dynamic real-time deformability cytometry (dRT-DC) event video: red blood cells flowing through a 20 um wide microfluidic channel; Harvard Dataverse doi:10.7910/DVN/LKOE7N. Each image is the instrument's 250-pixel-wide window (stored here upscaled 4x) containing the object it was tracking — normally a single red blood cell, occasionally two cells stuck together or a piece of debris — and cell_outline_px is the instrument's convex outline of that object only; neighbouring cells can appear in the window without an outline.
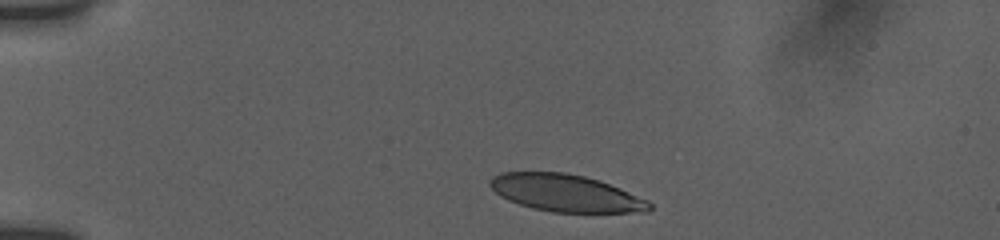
{"species": "human", "species_latin": "Homo sapiens", "temperature_condition": "room temperature", "stored_images_in_passage": 9, "camera_frame_rate_fps": 3000, "um_per_image_px": 0.085, "donor": {"sex": "female"}, "frame": {"image": 1, "passage_image": 1, "time_ms": 0.0, "image_size_px": [1000, 240], "cell_outline_px": [[652, 208], [648, 212], [552, 212], [532, 208], [508, 200], [500, 196], [488, 184], [488, 180], [492, 176], [500, 172], [564, 172], [584, 176], [600, 180], [620, 188], [648, 200], [652, 204]], "centroid_in_image_um": [48.08, 16.4], "position_along_channel_um": 36.9, "area_um2": 34.62}}
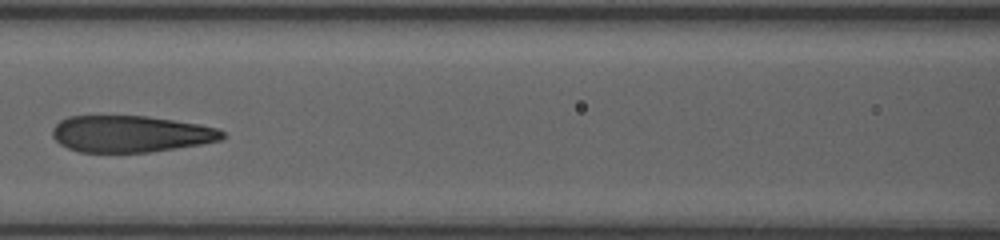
{"frame": {"image": 2, "passage_image": 6, "time_ms": 4.667, "image_size_px": [1000, 240], "cell_outline_px": [[224, 136], [220, 140], [204, 144], [148, 152], [80, 152], [68, 148], [60, 144], [52, 136], [52, 128], [60, 120], [68, 116], [148, 116], [200, 124], [216, 128], [224, 132]], "centroid_in_image_um": [11.1, 11.38], "position_along_channel_um": 155.5, "area_um2": 36.3}}
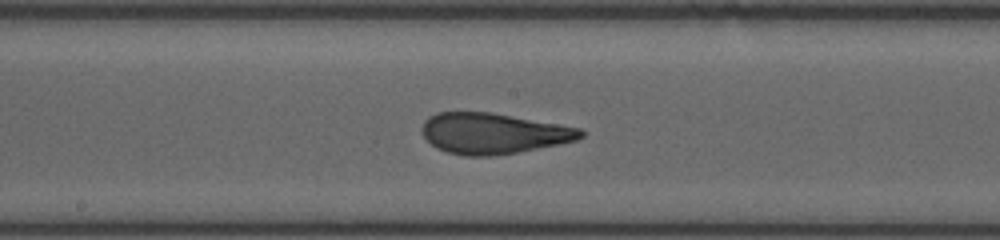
{"frame": {"image": 3, "passage_image": 8, "time_ms": 6.0, "image_size_px": [1000, 240], "cell_outline_px": [[584, 136], [576, 140], [560, 144], [516, 152], [492, 156], [464, 156], [448, 152], [436, 148], [420, 132], [420, 128], [424, 120], [428, 116], [436, 112], [492, 112], [580, 128], [584, 132]], "centroid_in_image_um": [41.88, 11.33], "position_along_channel_um": 206.3, "area_um2": 37.74}}